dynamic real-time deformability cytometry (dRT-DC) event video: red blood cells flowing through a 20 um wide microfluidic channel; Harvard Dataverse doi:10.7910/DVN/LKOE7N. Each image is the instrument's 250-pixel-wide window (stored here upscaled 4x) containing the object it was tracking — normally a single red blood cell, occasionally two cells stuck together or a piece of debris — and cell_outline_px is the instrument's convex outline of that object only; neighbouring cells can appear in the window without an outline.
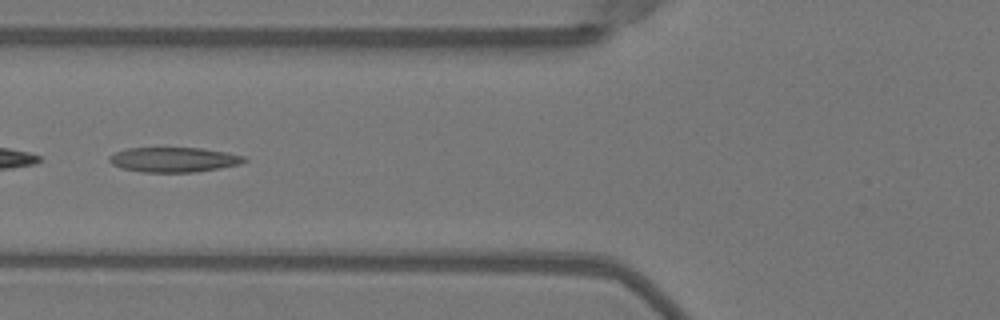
{"species": "Egyptian fruit bat (a non-hibernating species)", "species_latin": "Rousettus aegyptiacus", "temperature_condition": "warm", "stored_images_in_passage": 41, "camera_frame_rate_fps": 3000, "um_per_image_px": 0.085, "animal": {"sex": "female"}, "frame": {"image": 1, "passage_image": 19, "time_ms": 6.0, "image_size_px": [1000, 320], "cell_outline_px": [[248, 160], [240, 164], [220, 168], [192, 172], [144, 172], [124, 168], [112, 164], [108, 160], [108, 156], [116, 152], [128, 148], [200, 148], [224, 152], [244, 156]], "centroid_in_image_um": [14.77, 13.57], "position_along_channel_um": 111.0, "area_um2": 19.31}}
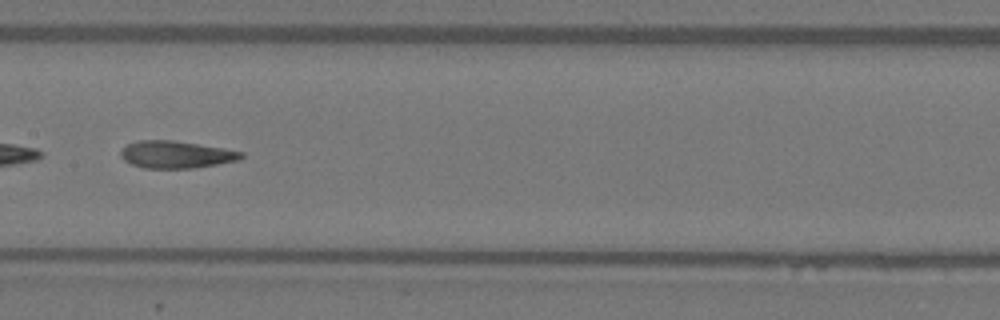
{"frame": {"image": 2, "passage_image": 25, "time_ms": 8.0, "image_size_px": [1000, 320], "cell_outline_px": [[244, 156], [240, 160], [192, 168], [144, 168], [132, 164], [124, 160], [120, 156], [120, 152], [128, 144], [140, 140], [172, 140], [224, 148], [244, 152]], "centroid_in_image_um": [14.98, 13.13], "position_along_channel_um": 192.4, "area_um2": 19.02}}
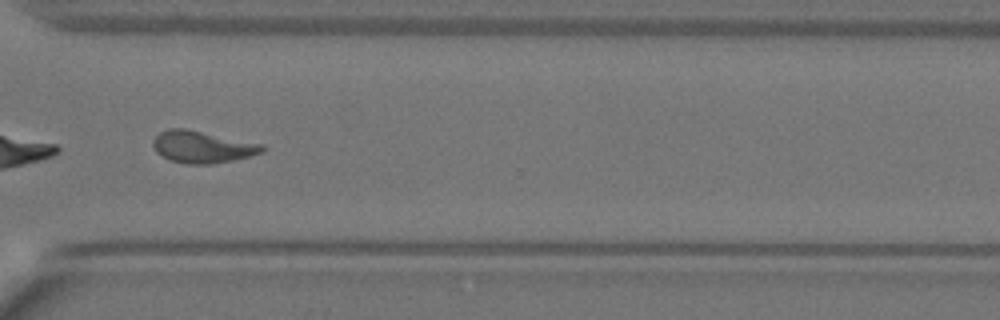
{"frame": {"image": 3, "passage_image": 37, "time_ms": 12.0, "image_size_px": [1000, 320], "cell_outline_px": [[268, 148], [264, 152], [232, 160], [212, 164], [188, 164], [168, 160], [156, 152], [152, 144], [152, 140], [160, 132], [168, 128], [184, 128], [264, 144]], "centroid_in_image_um": [17.2, 12.49], "position_along_channel_um": 353.4, "area_um2": 20.46}, "authors_computed_cell_mechanics": {"area_um2": 20.4612, "velocity_mm_per_s": 4.0453, "shape_relaxation_time_tau1_ms": 8.4504, "shape_relaxation_time_tau2_ms": 2.7836, "deformation_change_tau1": 0.2491, "deformation_change_tau2": 0.1137}}